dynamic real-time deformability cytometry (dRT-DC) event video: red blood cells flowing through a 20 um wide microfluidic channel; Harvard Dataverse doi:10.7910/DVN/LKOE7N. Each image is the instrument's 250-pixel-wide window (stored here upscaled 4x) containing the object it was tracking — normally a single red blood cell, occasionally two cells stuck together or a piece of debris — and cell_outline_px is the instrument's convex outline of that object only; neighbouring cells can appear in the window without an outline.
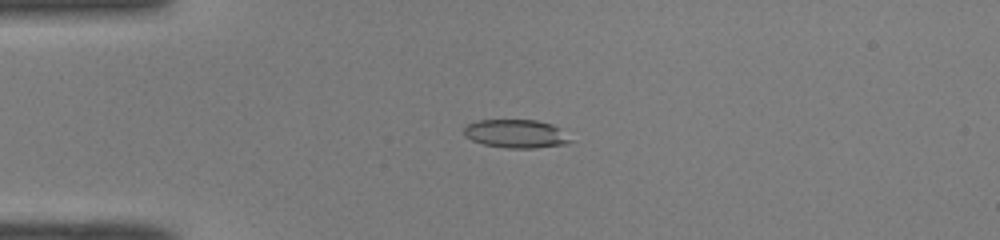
{"species": "common noctule bat (a hibernating species)", "species_latin": "Nyctalus noctula", "temperature_condition": "room temperature", "stored_images_in_passage": 38, "camera_frame_rate_fps": 3000, "um_per_image_px": 0.085, "animal": {"sex": "male", "body_mass_g": 19.0, "forearm_length_mm": 50.8}, "frame": {"image": 1, "passage_image": 1, "time_ms": 0.0, "image_size_px": [1000, 240], "cell_outline_px": [[576, 140], [568, 144], [532, 148], [508, 148], [484, 144], [472, 140], [464, 136], [464, 128], [468, 124], [476, 120], [536, 120], [552, 124], [560, 128]], "centroid_in_image_um": [43.92, 11.37], "position_along_channel_um": 41.1, "area_um2": 17.86}}
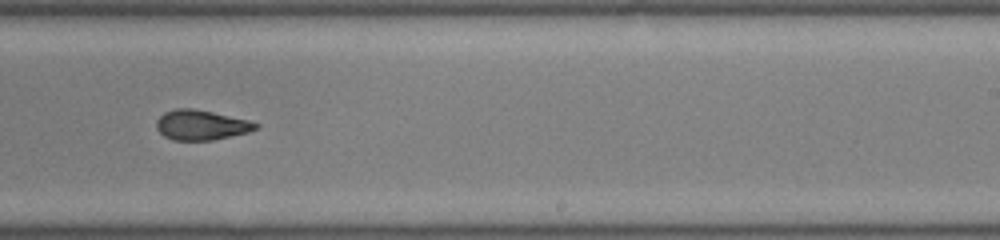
{"frame": {"image": 2, "passage_image": 20, "time_ms": 6.333, "image_size_px": [1000, 240], "cell_outline_px": [[260, 128], [248, 132], [212, 140], [172, 140], [164, 136], [156, 128], [156, 120], [164, 112], [176, 108], [192, 108], [212, 112], [248, 120], [260, 124]], "centroid_in_image_um": [17.09, 10.62], "position_along_channel_um": 271.9, "area_um2": 17.34}}
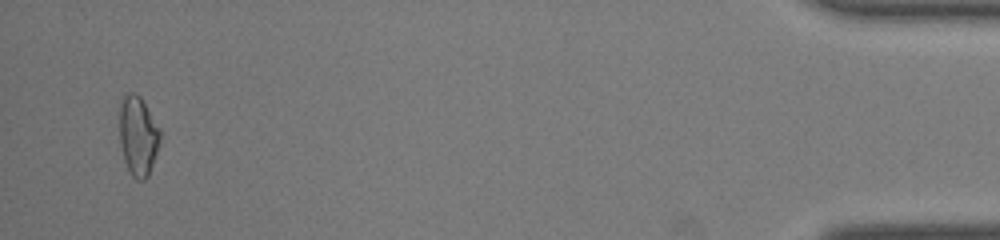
{"frame": {"image": 3, "passage_image": 37, "time_ms": 12.0, "image_size_px": [1000, 240], "cell_outline_px": [[160, 136], [156, 152], [148, 176], [144, 180], [136, 180], [132, 176], [124, 160], [120, 144], [120, 104], [124, 96], [128, 92], [132, 92], [140, 96], [160, 128]], "centroid_in_image_um": [11.72, 11.54], "position_along_channel_um": 423.5, "area_um2": 18.55}, "authors_computed_cell_mechanics": {"area_um2": 18.0336, "velocity_mm_per_s": 4.09, "shape_relaxation_time_tau1_ms": null, "shape_relaxation_time_tau2_ms": 2.0595, "deformation_change_tau1": null, "deformation_change_tau2": 0.0881}}